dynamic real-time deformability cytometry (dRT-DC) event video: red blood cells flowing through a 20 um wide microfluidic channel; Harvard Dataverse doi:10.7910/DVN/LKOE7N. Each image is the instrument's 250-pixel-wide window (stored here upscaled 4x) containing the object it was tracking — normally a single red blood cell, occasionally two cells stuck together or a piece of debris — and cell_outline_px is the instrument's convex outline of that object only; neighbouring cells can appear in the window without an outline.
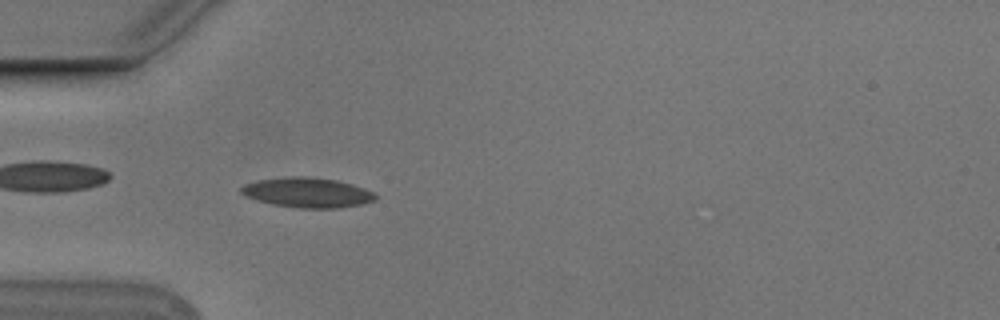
{"species": "Egyptian fruit bat (a non-hibernating species)", "species_latin": "Rousettus aegyptiacus", "temperature_condition": "cold", "stored_images_in_passage": 54, "camera_frame_rate_fps": 3000, "um_per_image_px": 0.085, "animal": {"sex": "male"}, "frame": {"image": 1, "passage_image": 16, "time_ms": 5.0, "image_size_px": [1000, 320], "cell_outline_px": [[376, 200], [364, 204], [340, 208], [300, 208], [272, 204], [256, 200], [244, 196], [240, 192], [240, 188], [244, 184], [256, 180], [288, 176], [304, 176], [336, 180], [352, 184], [364, 188], [372, 192], [376, 196]], "centroid_in_image_um": [26.1, 16.37], "position_along_channel_um": 58.9, "area_um2": 23.58}}
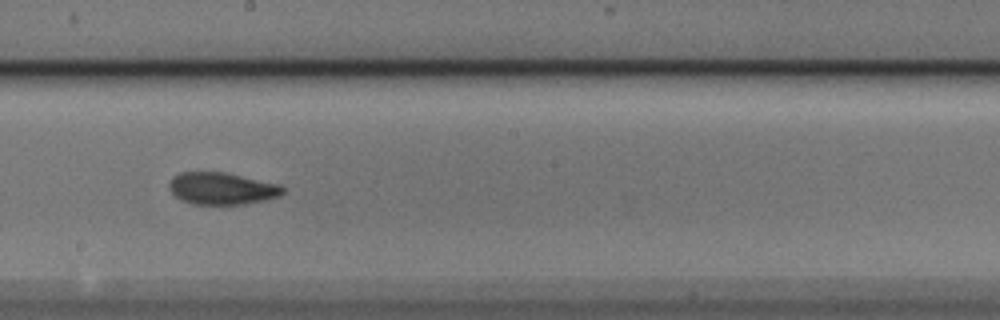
{"frame": {"image": 2, "passage_image": 30, "time_ms": 9.667, "image_size_px": [1000, 320], "cell_outline_px": [[284, 192], [280, 196], [264, 200], [244, 204], [192, 204], [180, 200], [168, 188], [168, 184], [172, 176], [180, 172], [224, 172], [280, 184], [284, 188]], "centroid_in_image_um": [18.84, 16.02], "position_along_channel_um": 229.4, "area_um2": 21.33}}
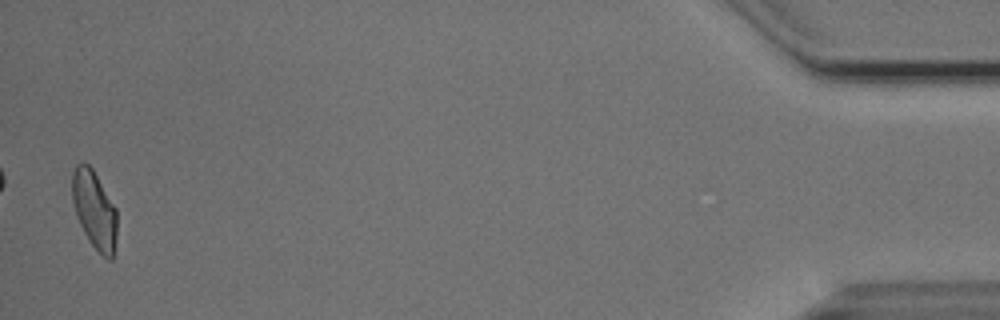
{"frame": {"image": 3, "passage_image": 53, "time_ms": 17.333, "image_size_px": [1000, 320], "cell_outline_px": [[116, 240], [112, 260], [108, 260], [88, 240], [76, 216], [72, 200], [72, 172], [76, 164], [84, 160], [92, 168], [116, 208]], "centroid_in_image_um": [8.01, 17.8], "position_along_channel_um": 427.2, "area_um2": 20.35}, "authors_computed_cell_mechanics": {"area_um2": 20.9236, "velocity_mm_per_s": 3.7556, "shape_relaxation_time_tau1_ms": 6.2409, "shape_relaxation_time_tau2_ms": 1.8141, "deformation_change_tau1": 0.1472, "deformation_change_tau2": 0.0811}}